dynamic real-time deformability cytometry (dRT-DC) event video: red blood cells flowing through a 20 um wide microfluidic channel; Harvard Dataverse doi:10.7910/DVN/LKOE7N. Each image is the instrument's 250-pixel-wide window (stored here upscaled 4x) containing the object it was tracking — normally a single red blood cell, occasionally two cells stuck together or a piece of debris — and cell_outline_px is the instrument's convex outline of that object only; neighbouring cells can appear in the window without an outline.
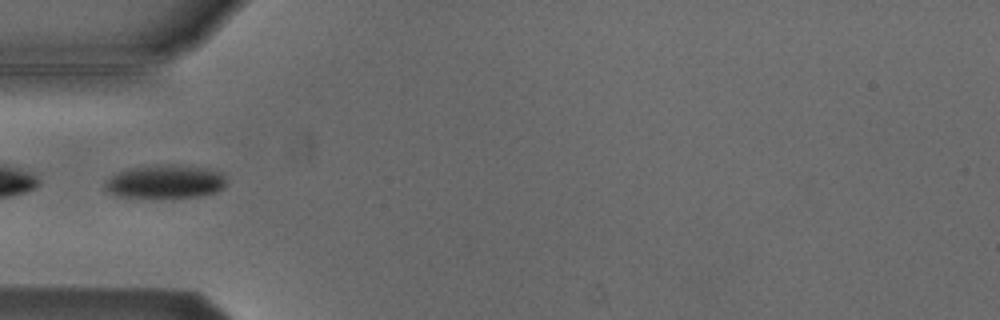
{"species": "Egyptian fruit bat (a non-hibernating species)", "species_latin": "Rousettus aegyptiacus", "temperature_condition": "cold", "stored_images_in_passage": 3, "camera_frame_rate_fps": 3000, "um_per_image_px": 0.085, "animal": {"sex": "male"}, "frame": {"image": 1, "passage_image": 3, "time_ms": 2.333, "image_size_px": [1000, 320], "cell_outline_px": [[224, 188], [216, 192], [200, 196], [120, 196], [108, 192], [104, 188], [104, 184], [112, 176], [120, 172], [132, 168], [172, 164], [208, 168], [220, 172], [224, 176]], "centroid_in_image_um": [14.09, 15.42], "position_along_channel_um": 70.9, "area_um2": 22.89}}